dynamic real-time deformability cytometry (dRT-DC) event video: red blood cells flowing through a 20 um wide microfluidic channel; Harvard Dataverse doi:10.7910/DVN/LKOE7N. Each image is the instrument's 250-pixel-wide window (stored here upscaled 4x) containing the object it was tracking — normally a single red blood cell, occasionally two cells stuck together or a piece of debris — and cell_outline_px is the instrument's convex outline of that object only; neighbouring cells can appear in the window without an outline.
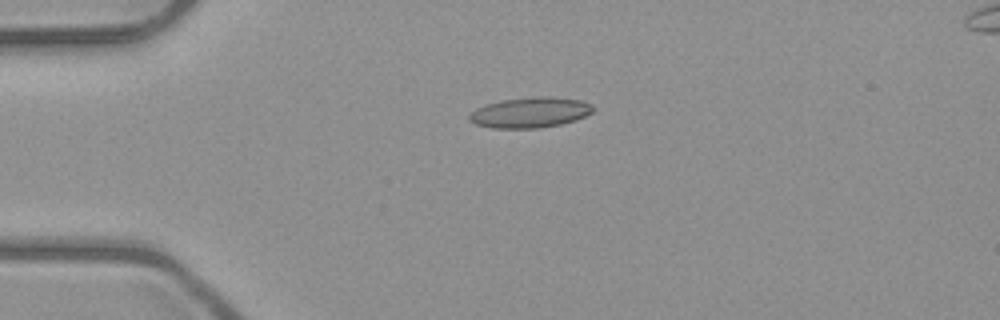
{"species": "common noctule bat (a hibernating species)", "species_latin": "Nyctalus noctula", "temperature_condition": "room temperature", "stored_images_in_passage": 4, "camera_frame_rate_fps": 3000, "um_per_image_px": 0.085, "animal": {"sex": "male", "body_mass_g": 23.1, "forearm_length_mm": 52.7}, "frame": {"image": 1, "passage_image": 1, "time_ms": 0.0, "image_size_px": [1000, 320], "cell_outline_px": [[596, 108], [592, 112], [576, 120], [560, 124], [540, 128], [492, 128], [476, 124], [468, 120], [468, 116], [476, 108], [500, 100], [540, 96], [548, 96], [580, 100], [592, 104]], "centroid_in_image_um": [45.07, 9.56], "position_along_channel_um": 39.9, "area_um2": 21.96}}
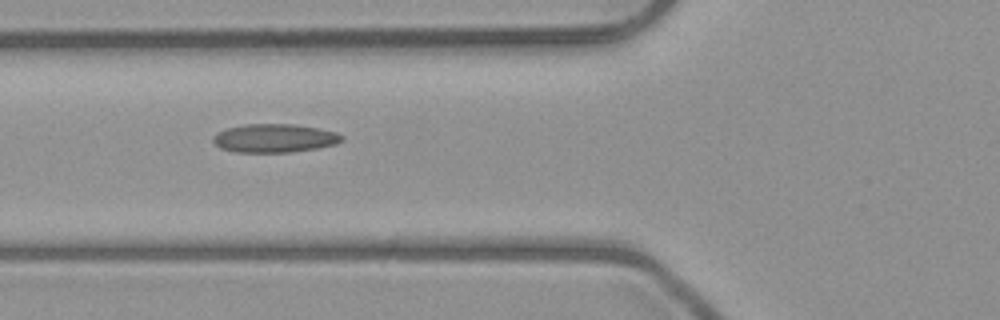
{"frame": {"image": 2, "passage_image": 3, "time_ms": 2.333, "image_size_px": [1000, 320], "cell_outline_px": [[344, 140], [336, 144], [316, 148], [292, 152], [236, 152], [220, 148], [212, 140], [212, 136], [228, 128], [244, 124], [296, 124], [336, 132], [344, 136]], "centroid_in_image_um": [23.35, 11.74], "position_along_channel_um": 102.4, "area_um2": 21.33}}
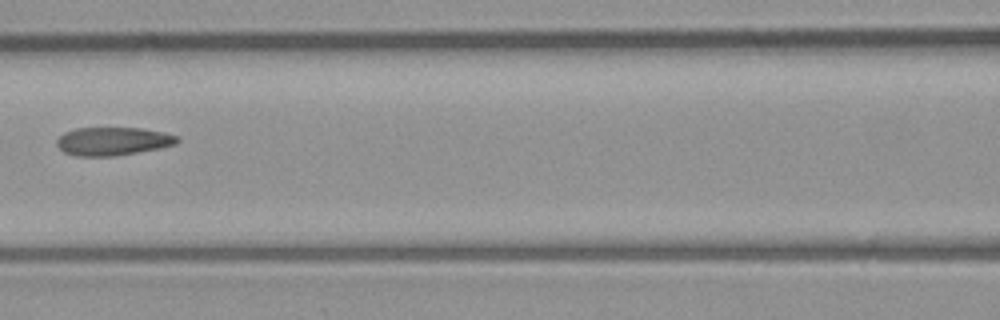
{"frame": {"image": 3, "passage_image": 4, "time_ms": 3.667, "image_size_px": [1000, 320], "cell_outline_px": [[180, 140], [176, 144], [160, 148], [116, 156], [76, 156], [64, 152], [56, 144], [56, 140], [64, 132], [76, 128], [140, 128], [164, 132], [180, 136]], "centroid_in_image_um": [9.62, 12.0], "position_along_channel_um": 157.0, "area_um2": 19.94}}